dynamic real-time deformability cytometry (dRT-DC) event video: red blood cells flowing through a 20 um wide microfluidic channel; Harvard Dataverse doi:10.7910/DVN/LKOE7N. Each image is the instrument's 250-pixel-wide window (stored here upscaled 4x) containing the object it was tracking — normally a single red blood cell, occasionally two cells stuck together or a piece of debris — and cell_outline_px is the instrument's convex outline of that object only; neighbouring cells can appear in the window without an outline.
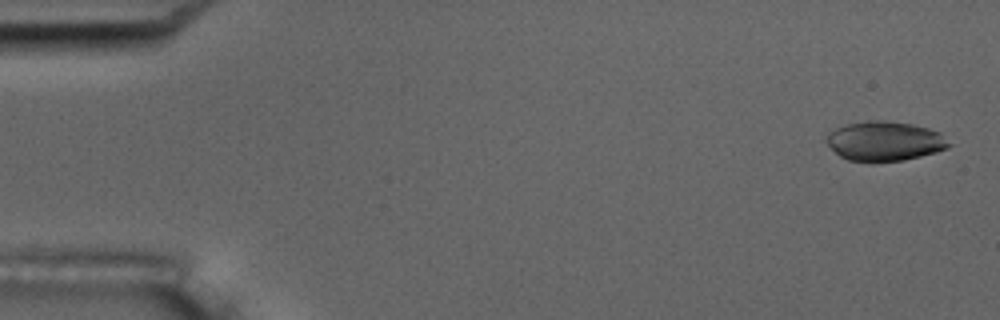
{"species": "common noctule bat (a hibernating species)", "species_latin": "Nyctalus noctula", "temperature_condition": "room temperature", "stored_images_in_passage": 9, "camera_frame_rate_fps": 3000, "um_per_image_px": 0.085, "animal": {"sex": "male", "body_mass_g": 17.5, "forearm_length_mm": 52.3}, "frame": {"image": 1, "passage_image": 1, "time_ms": 0.0, "image_size_px": [1000, 320], "cell_outline_px": [[952, 144], [948, 148], [936, 152], [904, 160], [872, 164], [848, 160], [840, 156], [824, 140], [828, 132], [844, 124], [868, 120], [884, 120], [912, 124], [928, 128], [940, 132]], "centroid_in_image_um": [75.18, 12.01], "position_along_channel_um": 9.8, "area_um2": 28.84}}
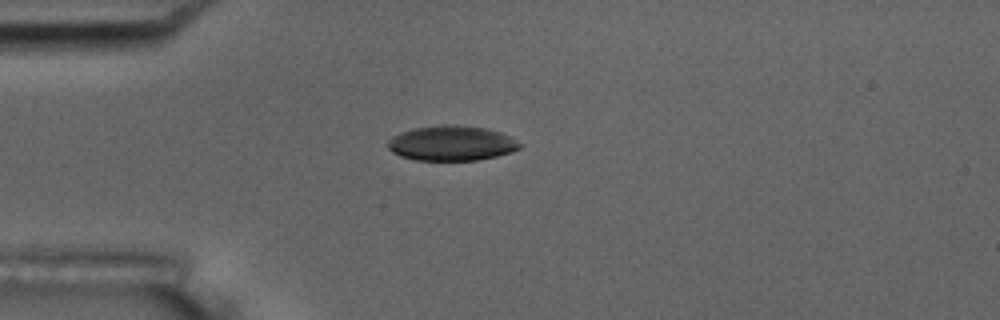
{"frame": {"image": 2, "passage_image": 4, "time_ms": 4.333, "image_size_px": [1000, 320], "cell_outline_px": [[524, 144], [520, 148], [512, 152], [496, 156], [476, 160], [412, 160], [400, 156], [392, 152], [388, 148], [388, 140], [392, 136], [400, 132], [412, 128], [444, 124], [456, 124], [488, 128], [512, 136]], "centroid_in_image_um": [38.41, 12.16], "position_along_channel_um": 46.6, "area_um2": 27.4}}
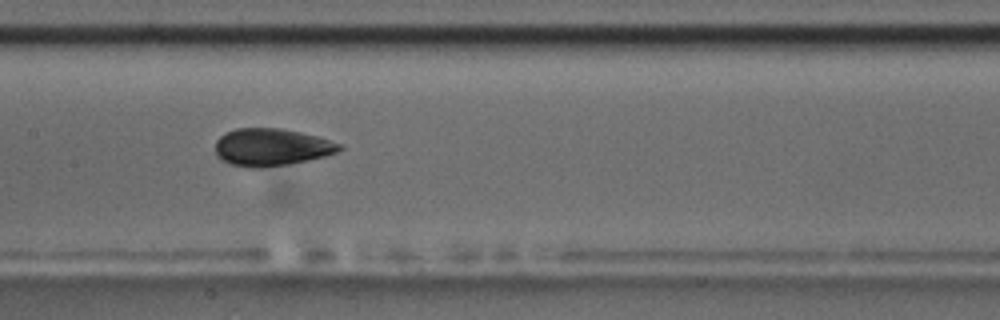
{"frame": {"image": 3, "passage_image": 8, "time_ms": 8.667, "image_size_px": [1000, 320], "cell_outline_px": [[344, 148], [336, 152], [324, 156], [308, 160], [288, 164], [260, 168], [248, 168], [232, 164], [220, 160], [216, 156], [216, 140], [224, 132], [236, 128], [280, 128], [300, 132], [316, 136], [344, 144]], "centroid_in_image_um": [23.06, 12.51], "position_along_channel_um": 184.3, "area_um2": 27.22}}